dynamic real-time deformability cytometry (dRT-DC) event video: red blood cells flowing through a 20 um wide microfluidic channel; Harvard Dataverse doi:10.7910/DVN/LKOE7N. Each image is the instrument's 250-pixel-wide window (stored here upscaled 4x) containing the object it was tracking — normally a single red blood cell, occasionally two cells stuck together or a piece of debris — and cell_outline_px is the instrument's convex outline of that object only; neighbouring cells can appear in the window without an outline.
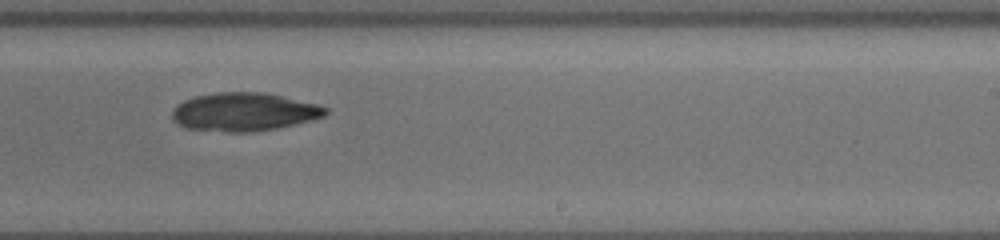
{"species": "common noctule bat (a hibernating species)", "species_latin": "Nyctalus noctula", "temperature_condition": "cold", "stored_images_in_passage": 36, "camera_frame_rate_fps": 3000, "um_per_image_px": 0.085, "animal": {"sex": "female", "body_mass_g": 19.5, "forearm_length_mm": 54.1}, "frame": {"image": 1, "passage_image": 19, "time_ms": 6.0, "image_size_px": [1000, 240], "cell_outline_px": [[328, 112], [324, 116], [276, 128], [252, 132], [228, 132], [188, 128], [172, 120], [172, 112], [184, 100], [196, 96], [220, 92], [264, 92], [320, 104], [328, 108]], "centroid_in_image_um": [20.77, 9.5], "position_along_channel_um": 268.2, "area_um2": 33.93}}
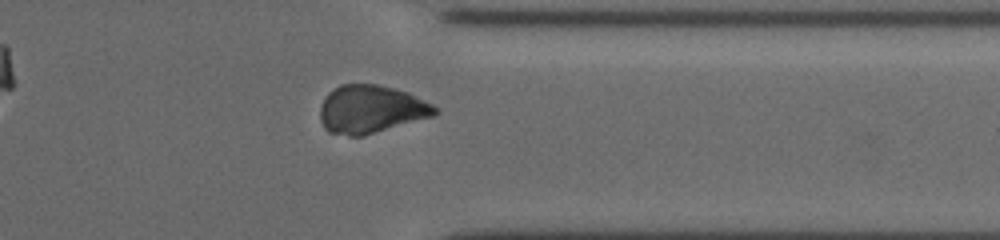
{"frame": {"image": 2, "passage_image": 28, "time_ms": 9.0, "image_size_px": [1000, 240], "cell_outline_px": [[440, 112], [436, 116], [364, 136], [348, 136], [328, 132], [324, 128], [320, 120], [320, 108], [328, 92], [340, 84], [376, 84], [408, 92], [432, 104]], "centroid_in_image_um": [31.55, 9.3], "position_along_channel_um": 379.9, "area_um2": 32.43}}
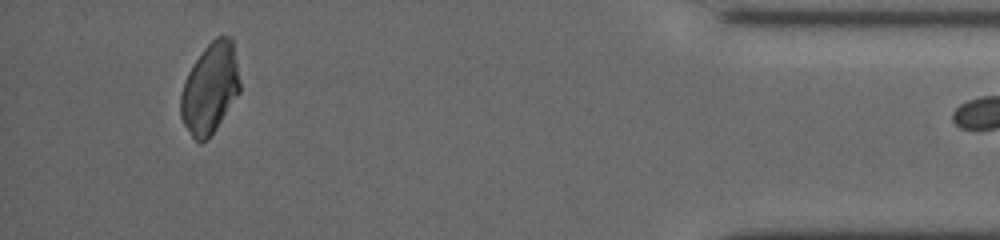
{"frame": {"image": 3, "passage_image": 35, "time_ms": 11.333, "image_size_px": [1000, 240], "cell_outline_px": [[240, 92], [208, 140], [200, 144], [192, 136], [184, 124], [180, 116], [180, 96], [184, 80], [188, 72], [204, 48], [216, 36], [232, 36], [240, 84]], "centroid_in_image_um": [17.84, 7.52], "position_along_channel_um": 417.4, "area_um2": 31.15}}